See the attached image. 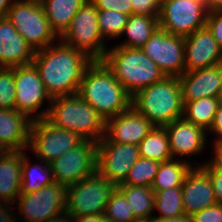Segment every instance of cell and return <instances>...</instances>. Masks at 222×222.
Returning a JSON list of instances; mask_svg holds the SVG:
<instances>
[{
	"instance_id": "cell-10",
	"label": "cell",
	"mask_w": 222,
	"mask_h": 222,
	"mask_svg": "<svg viewBox=\"0 0 222 222\" xmlns=\"http://www.w3.org/2000/svg\"><path fill=\"white\" fill-rule=\"evenodd\" d=\"M97 142L84 139L50 163L54 182L65 188L96 172Z\"/></svg>"
},
{
	"instance_id": "cell-50",
	"label": "cell",
	"mask_w": 222,
	"mask_h": 222,
	"mask_svg": "<svg viewBox=\"0 0 222 222\" xmlns=\"http://www.w3.org/2000/svg\"><path fill=\"white\" fill-rule=\"evenodd\" d=\"M168 0H156V2L159 4L161 7L164 3H166Z\"/></svg>"
},
{
	"instance_id": "cell-6",
	"label": "cell",
	"mask_w": 222,
	"mask_h": 222,
	"mask_svg": "<svg viewBox=\"0 0 222 222\" xmlns=\"http://www.w3.org/2000/svg\"><path fill=\"white\" fill-rule=\"evenodd\" d=\"M6 17L35 51L53 44L58 37L39 0H14Z\"/></svg>"
},
{
	"instance_id": "cell-41",
	"label": "cell",
	"mask_w": 222,
	"mask_h": 222,
	"mask_svg": "<svg viewBox=\"0 0 222 222\" xmlns=\"http://www.w3.org/2000/svg\"><path fill=\"white\" fill-rule=\"evenodd\" d=\"M211 133H216L217 140L215 139L214 146L222 145V102H220L218 110L216 111V114L214 116L212 125L210 129L208 130Z\"/></svg>"
},
{
	"instance_id": "cell-7",
	"label": "cell",
	"mask_w": 222,
	"mask_h": 222,
	"mask_svg": "<svg viewBox=\"0 0 222 222\" xmlns=\"http://www.w3.org/2000/svg\"><path fill=\"white\" fill-rule=\"evenodd\" d=\"M116 186L97 171L66 188L65 212L71 217L104 215Z\"/></svg>"
},
{
	"instance_id": "cell-20",
	"label": "cell",
	"mask_w": 222,
	"mask_h": 222,
	"mask_svg": "<svg viewBox=\"0 0 222 222\" xmlns=\"http://www.w3.org/2000/svg\"><path fill=\"white\" fill-rule=\"evenodd\" d=\"M181 188L184 213L189 216L217 204L211 180L199 166L186 174Z\"/></svg>"
},
{
	"instance_id": "cell-3",
	"label": "cell",
	"mask_w": 222,
	"mask_h": 222,
	"mask_svg": "<svg viewBox=\"0 0 222 222\" xmlns=\"http://www.w3.org/2000/svg\"><path fill=\"white\" fill-rule=\"evenodd\" d=\"M108 50L102 61L131 96L166 77L140 48L116 45Z\"/></svg>"
},
{
	"instance_id": "cell-4",
	"label": "cell",
	"mask_w": 222,
	"mask_h": 222,
	"mask_svg": "<svg viewBox=\"0 0 222 222\" xmlns=\"http://www.w3.org/2000/svg\"><path fill=\"white\" fill-rule=\"evenodd\" d=\"M49 104L45 119L53 126L95 142L105 136L106 121L78 94L54 97Z\"/></svg>"
},
{
	"instance_id": "cell-9",
	"label": "cell",
	"mask_w": 222,
	"mask_h": 222,
	"mask_svg": "<svg viewBox=\"0 0 222 222\" xmlns=\"http://www.w3.org/2000/svg\"><path fill=\"white\" fill-rule=\"evenodd\" d=\"M78 133L53 126L46 119L34 120L30 126L29 147L39 160L51 163L79 145Z\"/></svg>"
},
{
	"instance_id": "cell-19",
	"label": "cell",
	"mask_w": 222,
	"mask_h": 222,
	"mask_svg": "<svg viewBox=\"0 0 222 222\" xmlns=\"http://www.w3.org/2000/svg\"><path fill=\"white\" fill-rule=\"evenodd\" d=\"M169 138L172 158L176 156H193L201 153L206 146V131L183 117L164 126Z\"/></svg>"
},
{
	"instance_id": "cell-11",
	"label": "cell",
	"mask_w": 222,
	"mask_h": 222,
	"mask_svg": "<svg viewBox=\"0 0 222 222\" xmlns=\"http://www.w3.org/2000/svg\"><path fill=\"white\" fill-rule=\"evenodd\" d=\"M14 83L15 109L25 114L32 121L45 119L49 107L46 108L47 110H40L39 113L35 111H38V109L42 107L46 98L49 102L52 101V98L45 90L35 65L31 63L14 67ZM31 114H34L35 117Z\"/></svg>"
},
{
	"instance_id": "cell-14",
	"label": "cell",
	"mask_w": 222,
	"mask_h": 222,
	"mask_svg": "<svg viewBox=\"0 0 222 222\" xmlns=\"http://www.w3.org/2000/svg\"><path fill=\"white\" fill-rule=\"evenodd\" d=\"M16 201L25 222H46L65 213L66 188L54 182L38 191L20 194Z\"/></svg>"
},
{
	"instance_id": "cell-49",
	"label": "cell",
	"mask_w": 222,
	"mask_h": 222,
	"mask_svg": "<svg viewBox=\"0 0 222 222\" xmlns=\"http://www.w3.org/2000/svg\"><path fill=\"white\" fill-rule=\"evenodd\" d=\"M100 222H115L113 219L108 218L105 214L100 217Z\"/></svg>"
},
{
	"instance_id": "cell-18",
	"label": "cell",
	"mask_w": 222,
	"mask_h": 222,
	"mask_svg": "<svg viewBox=\"0 0 222 222\" xmlns=\"http://www.w3.org/2000/svg\"><path fill=\"white\" fill-rule=\"evenodd\" d=\"M154 126L148 118L131 106L106 121L105 136L113 143L138 146Z\"/></svg>"
},
{
	"instance_id": "cell-23",
	"label": "cell",
	"mask_w": 222,
	"mask_h": 222,
	"mask_svg": "<svg viewBox=\"0 0 222 222\" xmlns=\"http://www.w3.org/2000/svg\"><path fill=\"white\" fill-rule=\"evenodd\" d=\"M32 120L16 109H0V148L23 151L29 147Z\"/></svg>"
},
{
	"instance_id": "cell-26",
	"label": "cell",
	"mask_w": 222,
	"mask_h": 222,
	"mask_svg": "<svg viewBox=\"0 0 222 222\" xmlns=\"http://www.w3.org/2000/svg\"><path fill=\"white\" fill-rule=\"evenodd\" d=\"M137 220H150L154 209L155 193L151 187L118 185Z\"/></svg>"
},
{
	"instance_id": "cell-42",
	"label": "cell",
	"mask_w": 222,
	"mask_h": 222,
	"mask_svg": "<svg viewBox=\"0 0 222 222\" xmlns=\"http://www.w3.org/2000/svg\"><path fill=\"white\" fill-rule=\"evenodd\" d=\"M152 222H192V216L184 213L176 218L152 217Z\"/></svg>"
},
{
	"instance_id": "cell-33",
	"label": "cell",
	"mask_w": 222,
	"mask_h": 222,
	"mask_svg": "<svg viewBox=\"0 0 222 222\" xmlns=\"http://www.w3.org/2000/svg\"><path fill=\"white\" fill-rule=\"evenodd\" d=\"M127 19V14L116 10H98V25L103 39L122 36Z\"/></svg>"
},
{
	"instance_id": "cell-36",
	"label": "cell",
	"mask_w": 222,
	"mask_h": 222,
	"mask_svg": "<svg viewBox=\"0 0 222 222\" xmlns=\"http://www.w3.org/2000/svg\"><path fill=\"white\" fill-rule=\"evenodd\" d=\"M199 167L209 176L216 202L222 205V169L213 161L203 163Z\"/></svg>"
},
{
	"instance_id": "cell-27",
	"label": "cell",
	"mask_w": 222,
	"mask_h": 222,
	"mask_svg": "<svg viewBox=\"0 0 222 222\" xmlns=\"http://www.w3.org/2000/svg\"><path fill=\"white\" fill-rule=\"evenodd\" d=\"M140 157L159 163L173 159L169 138L164 126H154L149 134L138 144Z\"/></svg>"
},
{
	"instance_id": "cell-35",
	"label": "cell",
	"mask_w": 222,
	"mask_h": 222,
	"mask_svg": "<svg viewBox=\"0 0 222 222\" xmlns=\"http://www.w3.org/2000/svg\"><path fill=\"white\" fill-rule=\"evenodd\" d=\"M0 109H15L14 67H0Z\"/></svg>"
},
{
	"instance_id": "cell-38",
	"label": "cell",
	"mask_w": 222,
	"mask_h": 222,
	"mask_svg": "<svg viewBox=\"0 0 222 222\" xmlns=\"http://www.w3.org/2000/svg\"><path fill=\"white\" fill-rule=\"evenodd\" d=\"M206 26L222 48V9L208 12Z\"/></svg>"
},
{
	"instance_id": "cell-52",
	"label": "cell",
	"mask_w": 222,
	"mask_h": 222,
	"mask_svg": "<svg viewBox=\"0 0 222 222\" xmlns=\"http://www.w3.org/2000/svg\"><path fill=\"white\" fill-rule=\"evenodd\" d=\"M196 1L203 3L205 5V0H196Z\"/></svg>"
},
{
	"instance_id": "cell-22",
	"label": "cell",
	"mask_w": 222,
	"mask_h": 222,
	"mask_svg": "<svg viewBox=\"0 0 222 222\" xmlns=\"http://www.w3.org/2000/svg\"><path fill=\"white\" fill-rule=\"evenodd\" d=\"M179 78L182 101L190 102L206 97H217L221 85V65L184 72Z\"/></svg>"
},
{
	"instance_id": "cell-25",
	"label": "cell",
	"mask_w": 222,
	"mask_h": 222,
	"mask_svg": "<svg viewBox=\"0 0 222 222\" xmlns=\"http://www.w3.org/2000/svg\"><path fill=\"white\" fill-rule=\"evenodd\" d=\"M159 17L131 14L122 33L128 36L127 41L118 46L141 48L159 27Z\"/></svg>"
},
{
	"instance_id": "cell-30",
	"label": "cell",
	"mask_w": 222,
	"mask_h": 222,
	"mask_svg": "<svg viewBox=\"0 0 222 222\" xmlns=\"http://www.w3.org/2000/svg\"><path fill=\"white\" fill-rule=\"evenodd\" d=\"M191 168V163L186 161L171 159L161 162L151 188L153 190H165L172 187H181L186 174Z\"/></svg>"
},
{
	"instance_id": "cell-5",
	"label": "cell",
	"mask_w": 222,
	"mask_h": 222,
	"mask_svg": "<svg viewBox=\"0 0 222 222\" xmlns=\"http://www.w3.org/2000/svg\"><path fill=\"white\" fill-rule=\"evenodd\" d=\"M132 106L155 126H165L183 117L181 84L178 77L166 76L132 96Z\"/></svg>"
},
{
	"instance_id": "cell-51",
	"label": "cell",
	"mask_w": 222,
	"mask_h": 222,
	"mask_svg": "<svg viewBox=\"0 0 222 222\" xmlns=\"http://www.w3.org/2000/svg\"><path fill=\"white\" fill-rule=\"evenodd\" d=\"M136 222H152L151 220H138Z\"/></svg>"
},
{
	"instance_id": "cell-37",
	"label": "cell",
	"mask_w": 222,
	"mask_h": 222,
	"mask_svg": "<svg viewBox=\"0 0 222 222\" xmlns=\"http://www.w3.org/2000/svg\"><path fill=\"white\" fill-rule=\"evenodd\" d=\"M97 10H116L130 16L133 14L131 0H91Z\"/></svg>"
},
{
	"instance_id": "cell-45",
	"label": "cell",
	"mask_w": 222,
	"mask_h": 222,
	"mask_svg": "<svg viewBox=\"0 0 222 222\" xmlns=\"http://www.w3.org/2000/svg\"><path fill=\"white\" fill-rule=\"evenodd\" d=\"M213 150L215 156L211 160L222 169V145L215 146Z\"/></svg>"
},
{
	"instance_id": "cell-29",
	"label": "cell",
	"mask_w": 222,
	"mask_h": 222,
	"mask_svg": "<svg viewBox=\"0 0 222 222\" xmlns=\"http://www.w3.org/2000/svg\"><path fill=\"white\" fill-rule=\"evenodd\" d=\"M183 104V118L208 131L212 125L220 101L217 97H206L190 102H183Z\"/></svg>"
},
{
	"instance_id": "cell-46",
	"label": "cell",
	"mask_w": 222,
	"mask_h": 222,
	"mask_svg": "<svg viewBox=\"0 0 222 222\" xmlns=\"http://www.w3.org/2000/svg\"><path fill=\"white\" fill-rule=\"evenodd\" d=\"M11 0H0V18H4L7 16V12L10 9L12 3Z\"/></svg>"
},
{
	"instance_id": "cell-34",
	"label": "cell",
	"mask_w": 222,
	"mask_h": 222,
	"mask_svg": "<svg viewBox=\"0 0 222 222\" xmlns=\"http://www.w3.org/2000/svg\"><path fill=\"white\" fill-rule=\"evenodd\" d=\"M105 215L115 222H136L138 221L128 205L124 194L116 187L111 193L107 203Z\"/></svg>"
},
{
	"instance_id": "cell-16",
	"label": "cell",
	"mask_w": 222,
	"mask_h": 222,
	"mask_svg": "<svg viewBox=\"0 0 222 222\" xmlns=\"http://www.w3.org/2000/svg\"><path fill=\"white\" fill-rule=\"evenodd\" d=\"M23 151L0 154V222H16L10 206L21 194ZM8 206V207H7Z\"/></svg>"
},
{
	"instance_id": "cell-39",
	"label": "cell",
	"mask_w": 222,
	"mask_h": 222,
	"mask_svg": "<svg viewBox=\"0 0 222 222\" xmlns=\"http://www.w3.org/2000/svg\"><path fill=\"white\" fill-rule=\"evenodd\" d=\"M133 14L159 17L160 6L156 0H131Z\"/></svg>"
},
{
	"instance_id": "cell-28",
	"label": "cell",
	"mask_w": 222,
	"mask_h": 222,
	"mask_svg": "<svg viewBox=\"0 0 222 222\" xmlns=\"http://www.w3.org/2000/svg\"><path fill=\"white\" fill-rule=\"evenodd\" d=\"M25 150H23L22 159V183L21 194H28L34 191H38L44 186H48L54 183L52 169L50 163L45 162L37 165H30L29 158L27 157Z\"/></svg>"
},
{
	"instance_id": "cell-43",
	"label": "cell",
	"mask_w": 222,
	"mask_h": 222,
	"mask_svg": "<svg viewBox=\"0 0 222 222\" xmlns=\"http://www.w3.org/2000/svg\"><path fill=\"white\" fill-rule=\"evenodd\" d=\"M102 215H86L79 217H72V222H100Z\"/></svg>"
},
{
	"instance_id": "cell-13",
	"label": "cell",
	"mask_w": 222,
	"mask_h": 222,
	"mask_svg": "<svg viewBox=\"0 0 222 222\" xmlns=\"http://www.w3.org/2000/svg\"><path fill=\"white\" fill-rule=\"evenodd\" d=\"M185 37L172 35L158 27L140 48L165 76L180 77L185 72Z\"/></svg>"
},
{
	"instance_id": "cell-32",
	"label": "cell",
	"mask_w": 222,
	"mask_h": 222,
	"mask_svg": "<svg viewBox=\"0 0 222 222\" xmlns=\"http://www.w3.org/2000/svg\"><path fill=\"white\" fill-rule=\"evenodd\" d=\"M160 163L140 157L130 168L125 181L120 185L151 187Z\"/></svg>"
},
{
	"instance_id": "cell-48",
	"label": "cell",
	"mask_w": 222,
	"mask_h": 222,
	"mask_svg": "<svg viewBox=\"0 0 222 222\" xmlns=\"http://www.w3.org/2000/svg\"><path fill=\"white\" fill-rule=\"evenodd\" d=\"M220 65H221V75H222V62L220 63ZM217 98L219 99L220 102H222V79H221L220 90H219Z\"/></svg>"
},
{
	"instance_id": "cell-44",
	"label": "cell",
	"mask_w": 222,
	"mask_h": 222,
	"mask_svg": "<svg viewBox=\"0 0 222 222\" xmlns=\"http://www.w3.org/2000/svg\"><path fill=\"white\" fill-rule=\"evenodd\" d=\"M207 12L222 9V0H205Z\"/></svg>"
},
{
	"instance_id": "cell-2",
	"label": "cell",
	"mask_w": 222,
	"mask_h": 222,
	"mask_svg": "<svg viewBox=\"0 0 222 222\" xmlns=\"http://www.w3.org/2000/svg\"><path fill=\"white\" fill-rule=\"evenodd\" d=\"M77 94L105 121L132 106V96L102 60H93L87 66Z\"/></svg>"
},
{
	"instance_id": "cell-24",
	"label": "cell",
	"mask_w": 222,
	"mask_h": 222,
	"mask_svg": "<svg viewBox=\"0 0 222 222\" xmlns=\"http://www.w3.org/2000/svg\"><path fill=\"white\" fill-rule=\"evenodd\" d=\"M52 30L60 38L87 0H39Z\"/></svg>"
},
{
	"instance_id": "cell-40",
	"label": "cell",
	"mask_w": 222,
	"mask_h": 222,
	"mask_svg": "<svg viewBox=\"0 0 222 222\" xmlns=\"http://www.w3.org/2000/svg\"><path fill=\"white\" fill-rule=\"evenodd\" d=\"M192 222H222V205L215 204L195 213Z\"/></svg>"
},
{
	"instance_id": "cell-47",
	"label": "cell",
	"mask_w": 222,
	"mask_h": 222,
	"mask_svg": "<svg viewBox=\"0 0 222 222\" xmlns=\"http://www.w3.org/2000/svg\"><path fill=\"white\" fill-rule=\"evenodd\" d=\"M46 222H72V217L65 212L53 219L47 220Z\"/></svg>"
},
{
	"instance_id": "cell-15",
	"label": "cell",
	"mask_w": 222,
	"mask_h": 222,
	"mask_svg": "<svg viewBox=\"0 0 222 222\" xmlns=\"http://www.w3.org/2000/svg\"><path fill=\"white\" fill-rule=\"evenodd\" d=\"M139 158L137 145L113 143L106 136L97 142L96 171L116 187L125 181Z\"/></svg>"
},
{
	"instance_id": "cell-31",
	"label": "cell",
	"mask_w": 222,
	"mask_h": 222,
	"mask_svg": "<svg viewBox=\"0 0 222 222\" xmlns=\"http://www.w3.org/2000/svg\"><path fill=\"white\" fill-rule=\"evenodd\" d=\"M153 191L155 193L154 209L156 208L161 213L157 217L176 218L184 214L181 187Z\"/></svg>"
},
{
	"instance_id": "cell-12",
	"label": "cell",
	"mask_w": 222,
	"mask_h": 222,
	"mask_svg": "<svg viewBox=\"0 0 222 222\" xmlns=\"http://www.w3.org/2000/svg\"><path fill=\"white\" fill-rule=\"evenodd\" d=\"M207 10L196 0H168L160 7L159 27L172 35L187 37L206 26Z\"/></svg>"
},
{
	"instance_id": "cell-21",
	"label": "cell",
	"mask_w": 222,
	"mask_h": 222,
	"mask_svg": "<svg viewBox=\"0 0 222 222\" xmlns=\"http://www.w3.org/2000/svg\"><path fill=\"white\" fill-rule=\"evenodd\" d=\"M35 52L7 17L0 18V67L13 68L31 64Z\"/></svg>"
},
{
	"instance_id": "cell-17",
	"label": "cell",
	"mask_w": 222,
	"mask_h": 222,
	"mask_svg": "<svg viewBox=\"0 0 222 222\" xmlns=\"http://www.w3.org/2000/svg\"><path fill=\"white\" fill-rule=\"evenodd\" d=\"M184 50L185 72L220 65L222 62V48L217 44L207 26L185 37Z\"/></svg>"
},
{
	"instance_id": "cell-8",
	"label": "cell",
	"mask_w": 222,
	"mask_h": 222,
	"mask_svg": "<svg viewBox=\"0 0 222 222\" xmlns=\"http://www.w3.org/2000/svg\"><path fill=\"white\" fill-rule=\"evenodd\" d=\"M63 43L85 53L92 60H102L107 47L98 25V10L91 0L78 10L70 26L59 38Z\"/></svg>"
},
{
	"instance_id": "cell-1",
	"label": "cell",
	"mask_w": 222,
	"mask_h": 222,
	"mask_svg": "<svg viewBox=\"0 0 222 222\" xmlns=\"http://www.w3.org/2000/svg\"><path fill=\"white\" fill-rule=\"evenodd\" d=\"M93 60L62 41L35 52L32 63L37 68L51 98L75 95L83 73Z\"/></svg>"
}]
</instances>
